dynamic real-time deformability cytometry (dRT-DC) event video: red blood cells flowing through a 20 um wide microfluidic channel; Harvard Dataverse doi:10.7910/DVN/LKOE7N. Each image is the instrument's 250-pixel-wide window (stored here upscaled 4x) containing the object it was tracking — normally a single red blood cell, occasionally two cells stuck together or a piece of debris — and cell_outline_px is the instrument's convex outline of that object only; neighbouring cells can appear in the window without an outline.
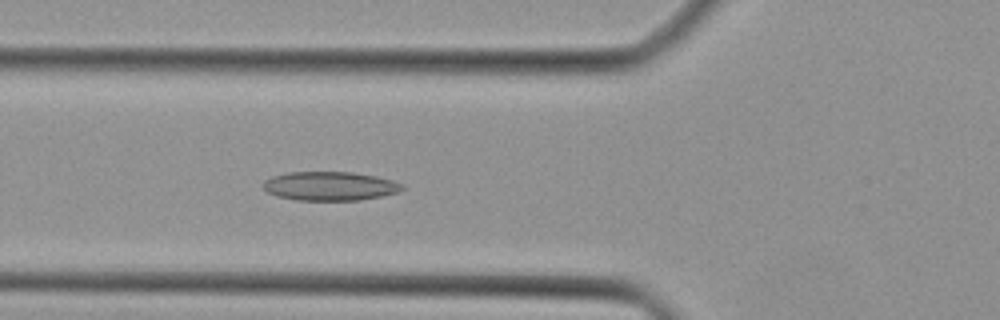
{"species": "Egyptian fruit bat (a non-hibernating species)", "species_latin": "Rousettus aegyptiacus", "temperature_condition": "cold", "stored_images_in_passage": 44, "camera_frame_rate_fps": 3000, "um_per_image_px": 0.085, "animal": {"sex": "female"}, "frame": {"image": 1, "passage_image": 16, "time_ms": 5.0, "image_size_px": [1000, 320], "cell_outline_px": [[404, 188], [400, 192], [360, 200], [296, 200], [276, 196], [268, 192], [264, 188], [264, 180], [272, 176], [288, 172], [352, 172], [376, 176], [392, 180], [404, 184]], "centroid_in_image_um": [28.06, 15.81], "position_along_channel_um": 97.7, "area_um2": 23.47}}
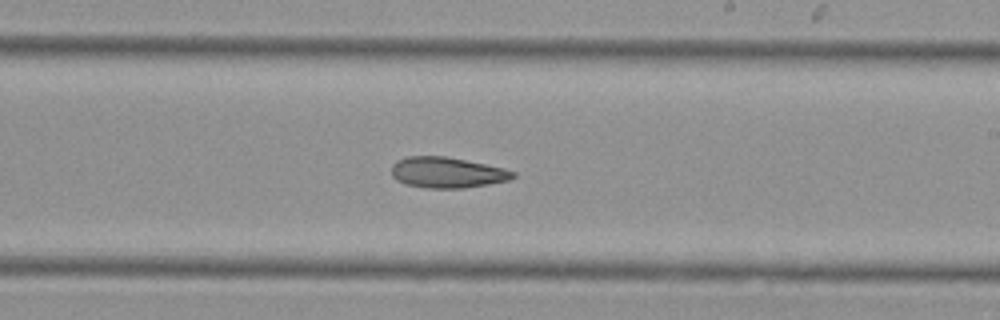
{"frame": {"image": 2, "passage_image": 26, "time_ms": 8.333, "image_size_px": [1000, 320], "cell_outline_px": [[516, 176], [508, 180], [488, 184], [464, 188], [428, 188], [404, 184], [396, 180], [392, 176], [392, 164], [396, 160], [408, 156], [444, 156], [504, 168], [516, 172]], "centroid_in_image_um": [37.97, 14.67], "position_along_channel_um": 251.0, "area_um2": 21.73}}
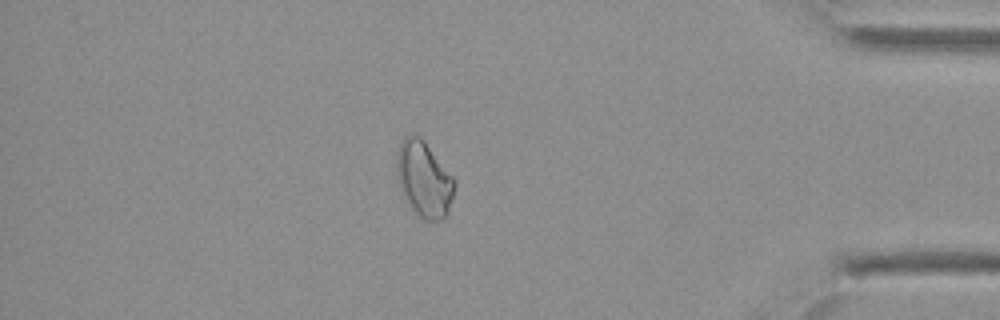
{"frame": {"image": 3, "passage_image": 38, "time_ms": 12.333, "image_size_px": [1000, 320], "cell_outline_px": [[456, 184], [448, 212], [440, 220], [424, 220], [408, 204], [400, 188], [396, 172], [396, 152], [404, 136], [412, 132], [420, 136], [424, 140], [456, 180]], "centroid_in_image_um": [36.02, 15.18], "position_along_channel_um": 399.2, "area_um2": 25.61}}